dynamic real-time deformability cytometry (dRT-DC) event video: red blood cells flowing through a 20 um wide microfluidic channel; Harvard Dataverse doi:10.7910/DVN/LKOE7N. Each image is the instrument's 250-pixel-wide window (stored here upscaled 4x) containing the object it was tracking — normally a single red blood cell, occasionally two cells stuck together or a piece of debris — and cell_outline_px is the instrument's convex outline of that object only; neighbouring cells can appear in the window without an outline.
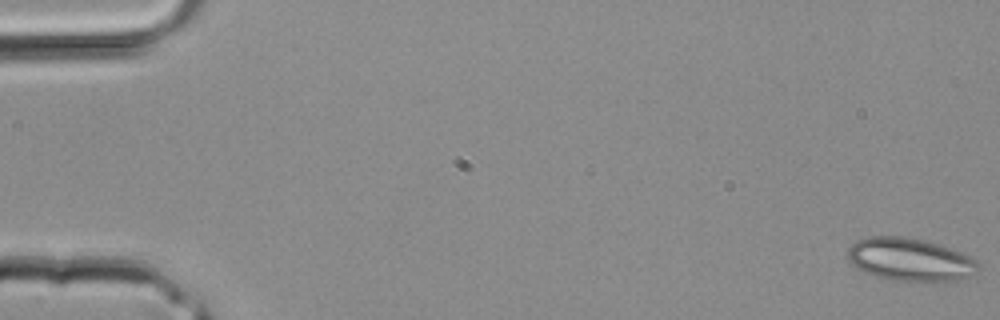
{"species": "common noctule bat (a hibernating species)", "species_latin": "Nyctalus noctula", "temperature_condition": "room temperature", "stored_images_in_passage": 4, "camera_frame_rate_fps": 3000, "um_per_image_px": 0.085, "animal": {"sex": "male", "body_mass_g": 20.4}, "frame": {"image": 1, "passage_image": 1, "time_ms": 0.0, "image_size_px": [1000, 320], "cell_outline_px": [[980, 268], [972, 276], [960, 280], [892, 280], [876, 276], [864, 272], [856, 268], [848, 260], [848, 248], [856, 240], [868, 236], [904, 236], [924, 240], [940, 244], [952, 248], [976, 260], [980, 264]], "centroid_in_image_um": [77.35, 22.04], "position_along_channel_um": 7.6, "area_um2": 32.71}}